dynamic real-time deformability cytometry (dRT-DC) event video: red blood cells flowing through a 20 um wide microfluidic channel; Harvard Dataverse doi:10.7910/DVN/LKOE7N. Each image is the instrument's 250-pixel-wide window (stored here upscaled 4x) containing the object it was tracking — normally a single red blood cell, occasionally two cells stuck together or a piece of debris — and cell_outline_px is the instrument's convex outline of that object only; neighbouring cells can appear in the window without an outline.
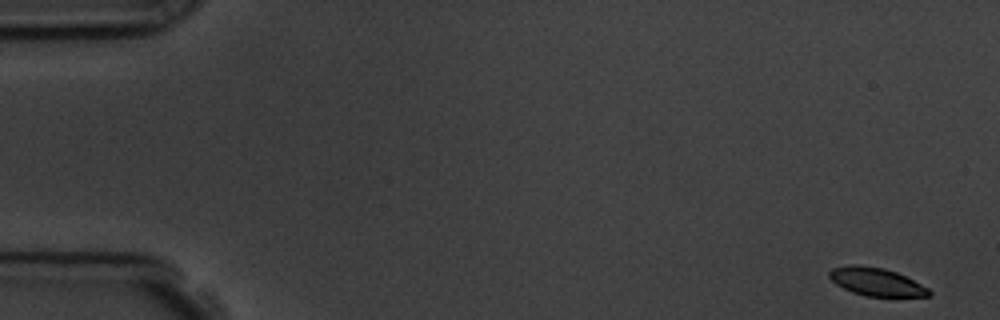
{"species": "common noctule bat (a hibernating species)", "species_latin": "Nyctalus noctula", "temperature_condition": "room temperature", "stored_images_in_passage": 5, "camera_frame_rate_fps": 3000, "um_per_image_px": 0.085, "animal": {"sex": "male", "body_mass_g": 19.5, "forearm_length_mm": 54.6}, "frame": {"image": 1, "passage_image": 1, "time_ms": 0.0, "image_size_px": [1000, 320], "cell_outline_px": [[932, 296], [864, 296], [852, 292], [836, 284], [828, 276], [828, 272], [832, 268], [852, 264], [856, 264], [884, 268], [896, 272], [928, 288], [932, 292]], "centroid_in_image_um": [74.46, 23.95], "position_along_channel_um": 10.5, "area_um2": 16.18}}
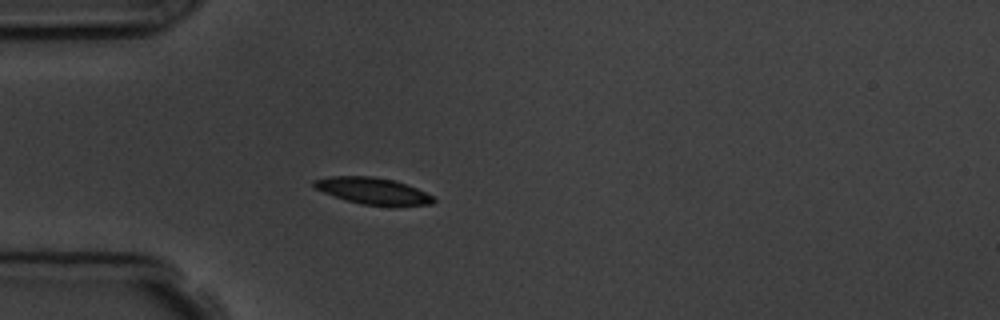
{"frame": {"image": 2, "passage_image": 5, "time_ms": 4.667, "image_size_px": [1000, 320], "cell_outline_px": [[436, 200], [432, 204], [396, 208], [392, 208], [360, 204], [324, 192], [316, 188], [312, 184], [312, 180], [328, 176], [372, 176], [392, 180], [416, 188], [436, 196]], "centroid_in_image_um": [31.78, 16.27], "position_along_channel_um": 53.2, "area_um2": 19.02}}